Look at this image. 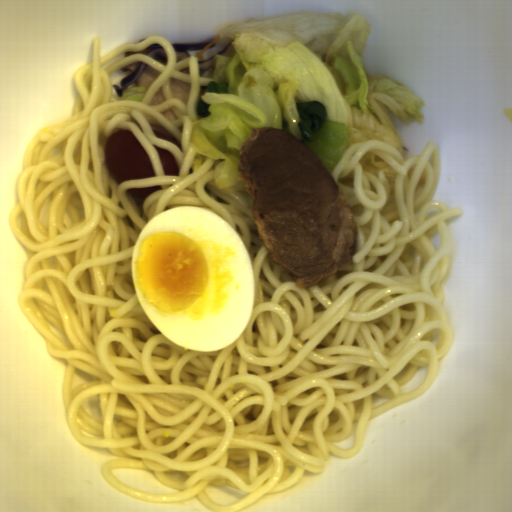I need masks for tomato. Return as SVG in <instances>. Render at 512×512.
I'll return each instance as SVG.
<instances>
[{
	"label": "tomato",
	"instance_id": "tomato-1",
	"mask_svg": "<svg viewBox=\"0 0 512 512\" xmlns=\"http://www.w3.org/2000/svg\"><path fill=\"white\" fill-rule=\"evenodd\" d=\"M106 169L117 183L154 176L146 150L130 130L118 129L104 144Z\"/></svg>",
	"mask_w": 512,
	"mask_h": 512
},
{
	"label": "tomato",
	"instance_id": "tomato-2",
	"mask_svg": "<svg viewBox=\"0 0 512 512\" xmlns=\"http://www.w3.org/2000/svg\"><path fill=\"white\" fill-rule=\"evenodd\" d=\"M154 148L159 156L160 164L165 175L177 177L180 174V170L179 165L172 152L155 146Z\"/></svg>",
	"mask_w": 512,
	"mask_h": 512
},
{
	"label": "tomato",
	"instance_id": "tomato-3",
	"mask_svg": "<svg viewBox=\"0 0 512 512\" xmlns=\"http://www.w3.org/2000/svg\"><path fill=\"white\" fill-rule=\"evenodd\" d=\"M152 130L154 135L159 137L162 140L169 141L173 146L179 149V151H183L182 145L179 143V141L167 130L158 127V126H152Z\"/></svg>",
	"mask_w": 512,
	"mask_h": 512
},
{
	"label": "tomato",
	"instance_id": "tomato-4",
	"mask_svg": "<svg viewBox=\"0 0 512 512\" xmlns=\"http://www.w3.org/2000/svg\"><path fill=\"white\" fill-rule=\"evenodd\" d=\"M160 185L130 188L129 192L136 198L146 199L152 192L158 190Z\"/></svg>",
	"mask_w": 512,
	"mask_h": 512
}]
</instances>
